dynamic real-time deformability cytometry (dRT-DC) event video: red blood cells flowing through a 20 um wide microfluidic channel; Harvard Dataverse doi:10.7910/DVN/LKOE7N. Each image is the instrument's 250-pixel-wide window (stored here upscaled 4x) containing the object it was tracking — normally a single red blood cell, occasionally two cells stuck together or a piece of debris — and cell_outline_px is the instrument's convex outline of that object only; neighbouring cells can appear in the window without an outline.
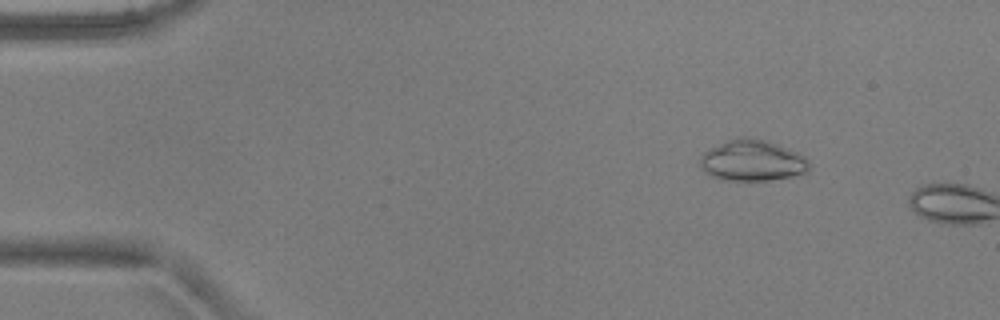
{"species": "common noctule bat (a hibernating species)", "species_latin": "Nyctalus noctula", "temperature_condition": "warm", "stored_images_in_passage": 3, "camera_frame_rate_fps": 3000, "um_per_image_px": 0.085, "animal": {"sex": "male", "body_mass_g": 17.9, "forearm_length_mm": 54.2}, "frame": {"image": 1, "passage_image": 2, "time_ms": 0.333, "image_size_px": [1000, 320], "cell_outline_px": [[812, 164], [808, 172], [792, 176], [768, 180], [720, 180], [704, 172], [700, 168], [700, 156], [708, 148], [724, 140], [736, 136], [748, 136], [764, 140], [776, 144], [796, 152], [804, 156]], "centroid_in_image_um": [63.9, 13.63], "position_along_channel_um": 21.1, "area_um2": 26.53}}